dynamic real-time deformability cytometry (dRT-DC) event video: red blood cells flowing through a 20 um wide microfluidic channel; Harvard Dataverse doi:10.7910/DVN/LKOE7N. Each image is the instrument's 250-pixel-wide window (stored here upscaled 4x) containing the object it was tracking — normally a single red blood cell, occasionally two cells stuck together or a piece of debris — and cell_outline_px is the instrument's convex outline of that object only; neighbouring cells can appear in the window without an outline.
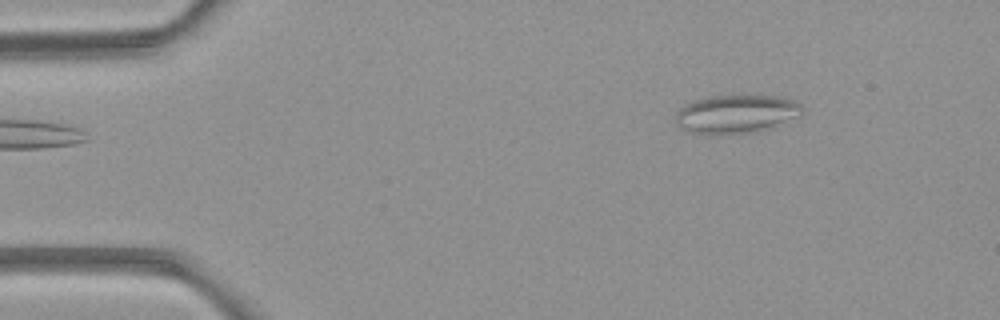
{"species": "common noctule bat (a hibernating species)", "species_latin": "Nyctalus noctula", "temperature_condition": "room temperature", "stored_images_in_passage": 3, "camera_frame_rate_fps": 3000, "um_per_image_px": 0.085, "animal": {"sex": "female", "body_mass_g": 21.9}, "frame": {"image": 1, "passage_image": 1, "time_ms": 0.0, "image_size_px": [1000, 320], "cell_outline_px": [[804, 112], [772, 128], [760, 132], [708, 136], [688, 132], [680, 128], [676, 124], [676, 116], [680, 108], [696, 100], [708, 96], [776, 96], [796, 100], [804, 104]], "centroid_in_image_um": [62.6, 9.73], "position_along_channel_um": 22.4, "area_um2": 28.9}}